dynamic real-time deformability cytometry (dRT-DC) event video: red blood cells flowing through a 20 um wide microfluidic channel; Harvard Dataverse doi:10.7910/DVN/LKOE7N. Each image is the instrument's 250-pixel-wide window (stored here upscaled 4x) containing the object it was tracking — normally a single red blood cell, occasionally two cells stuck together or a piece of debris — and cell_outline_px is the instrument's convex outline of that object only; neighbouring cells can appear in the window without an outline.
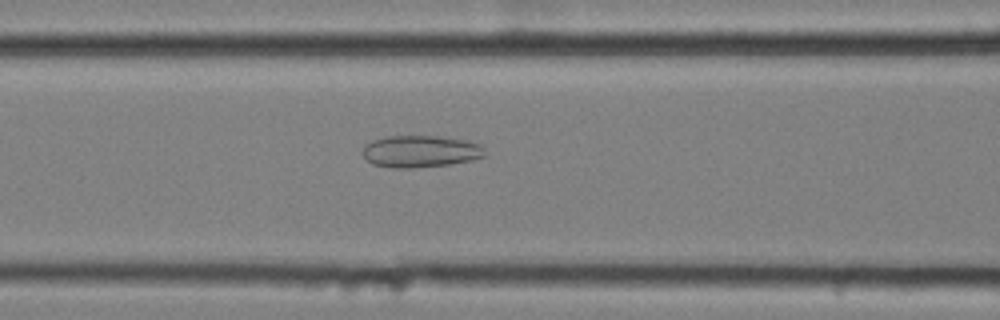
{"species": "common noctule bat (a hibernating species)", "species_latin": "Nyctalus noctula", "temperature_condition": "cold", "stored_images_in_passage": 57, "camera_frame_rate_fps": 3000, "um_per_image_px": 0.085, "animal": {"sex": "female", "body_mass_g": 25.1}, "frame": {"image": 1, "passage_image": 24, "time_ms": 7.667, "image_size_px": [1000, 320], "cell_outline_px": [[484, 156], [472, 160], [452, 164], [412, 168], [392, 168], [372, 164], [360, 152], [364, 144], [372, 140], [388, 136], [436, 136], [468, 140], [480, 144], [484, 148]], "centroid_in_image_um": [35.71, 12.87], "position_along_channel_um": 130.9, "area_um2": 23.0}}
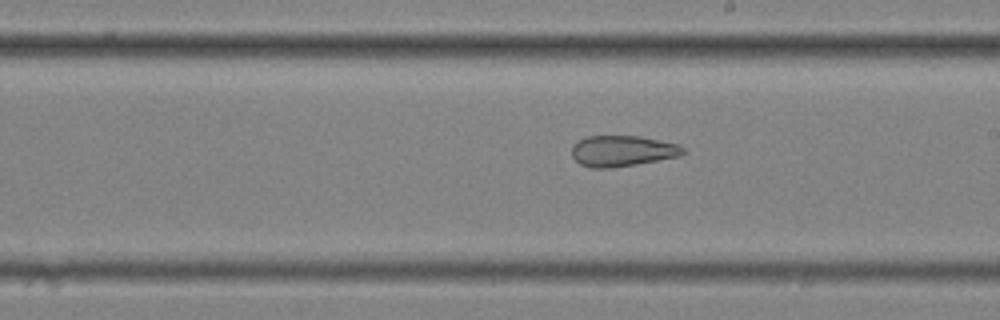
{"frame": {"image": 2, "passage_image": 33, "time_ms": 10.667, "image_size_px": [1000, 320], "cell_outline_px": [[684, 152], [680, 156], [636, 164], [612, 168], [592, 168], [580, 164], [572, 156], [572, 148], [580, 140], [588, 136], [640, 136], [680, 144], [684, 148]], "centroid_in_image_um": [52.93, 12.83], "position_along_channel_um": 236.1, "area_um2": 19.94}}
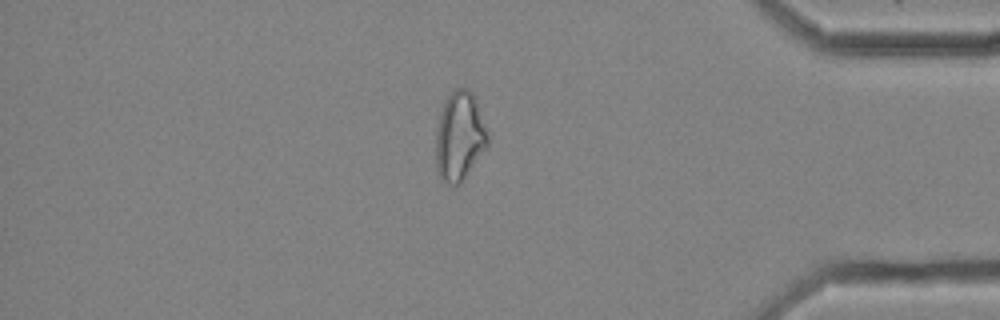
{"frame": {"image": 3, "passage_image": 49, "time_ms": 16.0, "image_size_px": [1000, 320], "cell_outline_px": [[488, 144], [460, 184], [448, 184], [440, 180], [436, 172], [436, 132], [440, 116], [444, 104], [448, 96], [456, 88], [468, 88], [476, 96], [488, 136]], "centroid_in_image_um": [39.05, 11.59], "position_along_channel_um": 396.1, "area_um2": 26.76}, "authors_computed_cell_mechanics": {"area_um2": 26.9926, "velocity_mm_per_s": 3.5154, "shape_relaxation_time_tau1_ms": null, "shape_relaxation_time_tau2_ms": 2.6298, "deformation_change_tau1": null, "deformation_change_tau2": 0.1113}}